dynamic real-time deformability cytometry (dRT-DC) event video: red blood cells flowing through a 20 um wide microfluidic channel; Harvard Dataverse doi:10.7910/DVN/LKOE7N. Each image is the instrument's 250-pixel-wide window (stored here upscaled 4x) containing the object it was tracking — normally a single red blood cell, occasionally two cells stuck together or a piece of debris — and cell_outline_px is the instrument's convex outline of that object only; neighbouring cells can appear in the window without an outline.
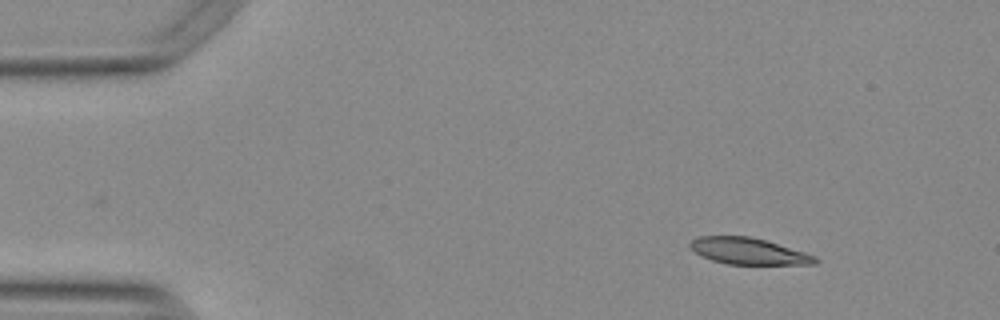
{"species": "Egyptian fruit bat (a non-hibernating species)", "species_latin": "Rousettus aegyptiacus", "temperature_condition": "warm", "stored_images_in_passage": 41, "camera_frame_rate_fps": 3000, "um_per_image_px": 0.085, "animal": {"sex": "female"}, "frame": {"image": 1, "passage_image": 1, "time_ms": 0.0, "image_size_px": [1000, 320], "cell_outline_px": [[820, 260], [816, 264], [728, 264], [712, 260], [700, 256], [688, 244], [696, 236], [748, 236], [764, 240], [804, 252], [816, 256]], "centroid_in_image_um": [63.6, 21.35], "position_along_channel_um": 21.4, "area_um2": 19.13}}
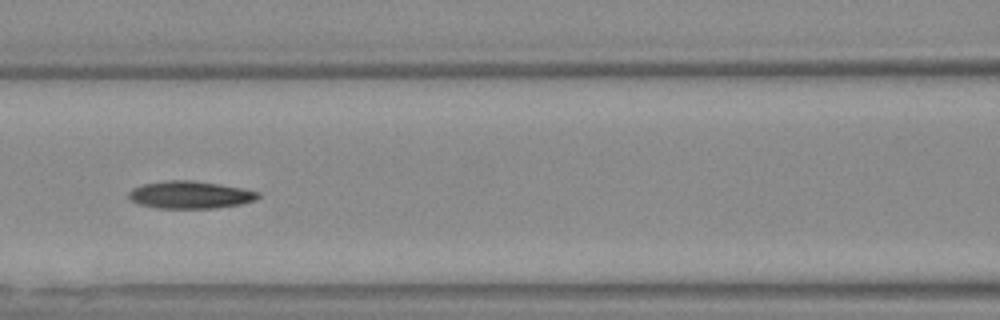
{"frame": {"image": 2, "passage_image": 18, "time_ms": 5.667, "image_size_px": [1000, 320], "cell_outline_px": [[260, 196], [256, 200], [240, 204], [216, 208], [156, 208], [136, 204], [128, 200], [128, 192], [132, 188], [144, 184], [168, 180], [192, 180], [240, 188], [260, 192]], "centroid_in_image_um": [16.1, 16.57], "position_along_channel_um": 150.5, "area_um2": 20.75}}
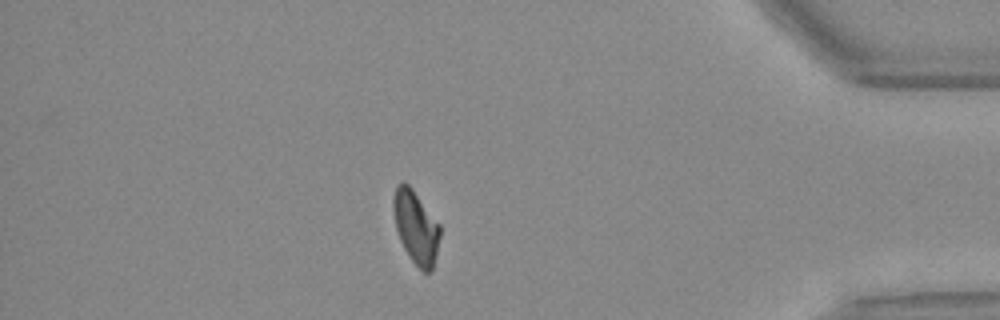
{"frame": {"image": 3, "passage_image": 41, "time_ms": 13.333, "image_size_px": [1000, 320], "cell_outline_px": [[440, 236], [432, 272], [424, 272], [412, 260], [404, 248], [400, 240], [396, 228], [392, 208], [392, 200], [396, 184], [404, 180], [412, 188], [440, 224]], "centroid_in_image_um": [35.33, 19.26], "position_along_channel_um": 399.9, "area_um2": 19.88}}